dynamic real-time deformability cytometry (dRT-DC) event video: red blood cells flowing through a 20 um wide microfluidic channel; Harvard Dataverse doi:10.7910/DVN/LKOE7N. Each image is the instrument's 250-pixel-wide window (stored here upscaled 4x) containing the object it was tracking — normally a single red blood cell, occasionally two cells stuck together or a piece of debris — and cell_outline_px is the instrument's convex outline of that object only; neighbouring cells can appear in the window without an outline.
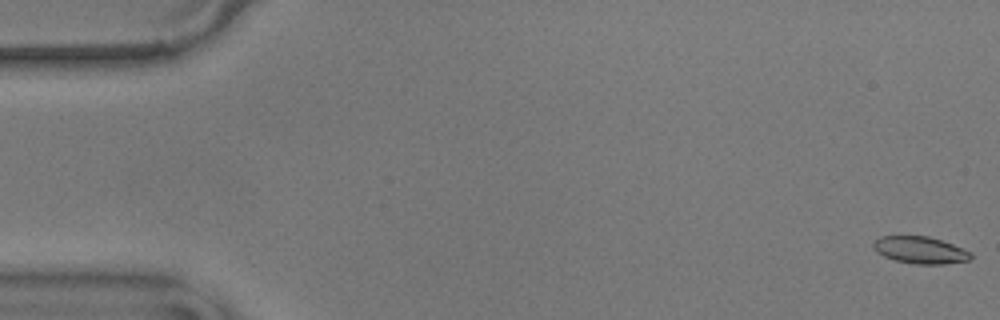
{"species": "common noctule bat (a hibernating species)", "species_latin": "Nyctalus noctula", "temperature_condition": "warm", "stored_images_in_passage": 57, "camera_frame_rate_fps": 3000, "um_per_image_px": 0.085, "animal": {"sex": "male", "body_mass_g": 17.9}, "frame": {"image": 1, "passage_image": 1, "time_ms": 0.0, "image_size_px": [1000, 320], "cell_outline_px": [[972, 256], [968, 260], [944, 264], [916, 264], [896, 260], [884, 256], [876, 252], [872, 248], [872, 244], [880, 236], [928, 236], [952, 244], [972, 252]], "centroid_in_image_um": [78.2, 21.25], "position_along_channel_um": 6.8, "area_um2": 15.26}}
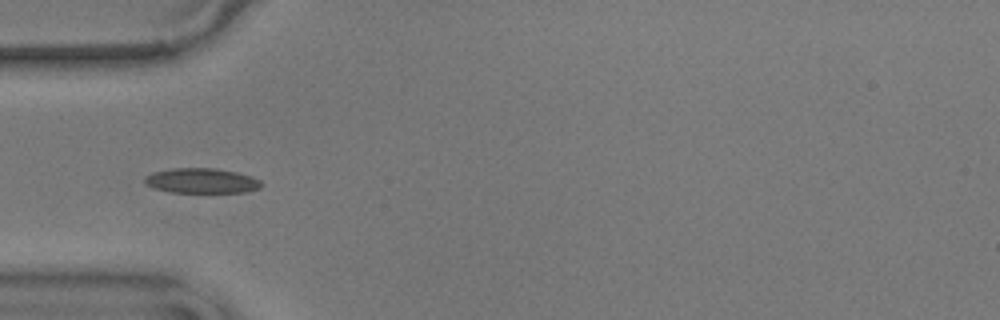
{"frame": {"image": 2, "passage_image": 18, "time_ms": 5.667, "image_size_px": [1000, 320], "cell_outline_px": [[264, 184], [260, 188], [244, 192], [172, 192], [152, 188], [144, 184], [144, 176], [152, 172], [172, 168], [216, 168], [236, 172], [252, 176], [260, 180]], "centroid_in_image_um": [17.11, 15.36], "position_along_channel_um": 67.9, "area_um2": 17.17}}
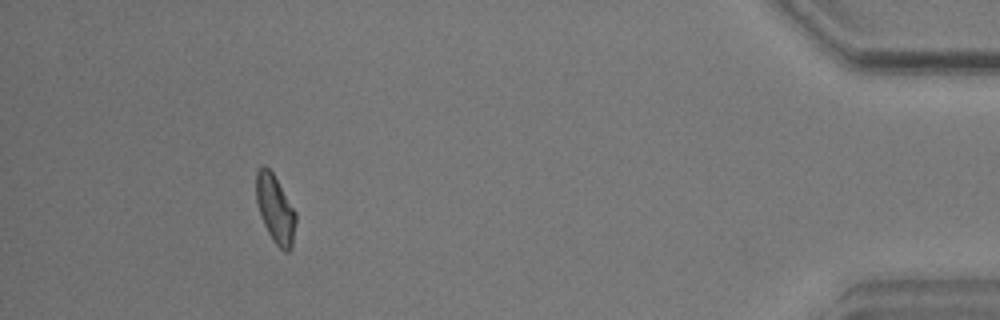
{"frame": {"image": 3, "passage_image": 52, "time_ms": 17.0, "image_size_px": [1000, 320], "cell_outline_px": [[296, 224], [292, 248], [288, 252], [284, 252], [272, 240], [264, 224], [256, 200], [256, 172], [264, 164], [272, 172], [296, 212]], "centroid_in_image_um": [23.41, 17.8], "position_along_channel_um": 411.8, "area_um2": 15.61}, "authors_computed_cell_mechanics": {"area_um2": 15.7794, "velocity_mm_per_s": 3.5712, "shape_relaxation_time_tau1_ms": 7.6937, "shape_relaxation_time_tau2_ms": 2.1639, "deformation_change_tau1": 0.1601, "deformation_change_tau2": 0.0788}}